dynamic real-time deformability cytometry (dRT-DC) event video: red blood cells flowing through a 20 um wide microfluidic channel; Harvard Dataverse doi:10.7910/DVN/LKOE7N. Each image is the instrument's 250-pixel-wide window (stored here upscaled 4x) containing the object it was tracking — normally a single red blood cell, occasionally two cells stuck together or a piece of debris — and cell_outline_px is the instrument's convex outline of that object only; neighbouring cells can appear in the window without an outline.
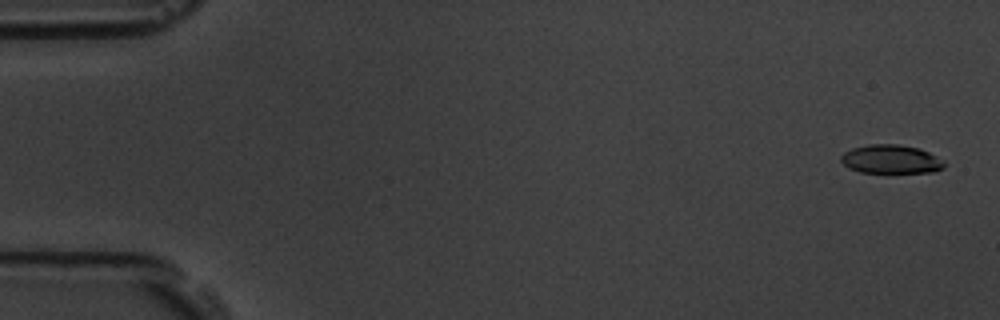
{"species": "common noctule bat (a hibernating species)", "species_latin": "Nyctalus noctula", "temperature_condition": "room temperature", "stored_images_in_passage": 57, "camera_frame_rate_fps": 3000, "um_per_image_px": 0.085, "animal": {"sex": "male", "body_mass_g": 19.5, "forearm_length_mm": 54.6}, "frame": {"image": 1, "passage_image": 2, "time_ms": 0.333, "image_size_px": [1000, 320], "cell_outline_px": [[944, 168], [932, 172], [860, 172], [848, 168], [840, 160], [840, 156], [844, 152], [852, 148], [868, 144], [900, 144], [920, 148], [944, 160]], "centroid_in_image_um": [75.72, 13.52], "position_along_channel_um": 9.3, "area_um2": 17.34}}
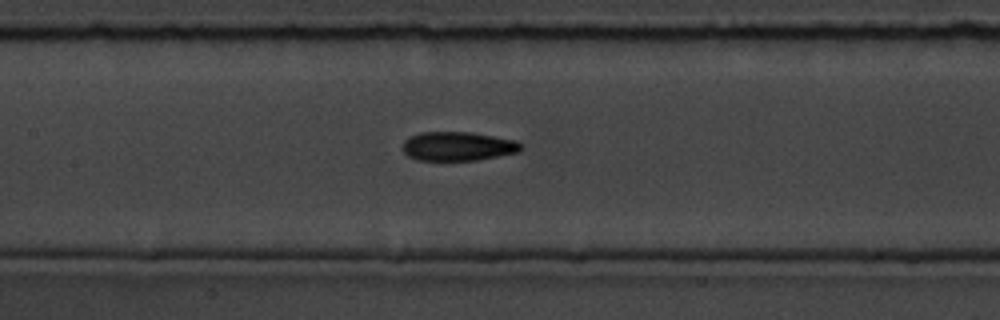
{"frame": {"image": 2, "passage_image": 27, "time_ms": 8.667, "image_size_px": [1000, 320], "cell_outline_px": [[524, 148], [520, 152], [476, 160], [416, 160], [408, 156], [404, 152], [404, 140], [420, 132], [472, 132], [516, 140]], "centroid_in_image_um": [38.95, 12.43], "position_along_channel_um": 168.4, "area_um2": 20.0}}
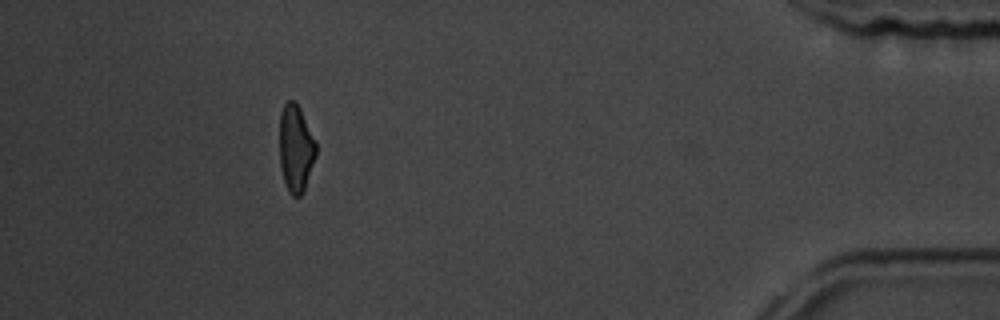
{"frame": {"image": 3, "passage_image": 52, "time_ms": 17.0, "image_size_px": [1000, 320], "cell_outline_px": [[316, 156], [304, 192], [300, 196], [292, 196], [288, 192], [284, 180], [280, 164], [280, 112], [284, 104], [288, 100], [296, 100], [300, 108], [316, 144]], "centroid_in_image_um": [25.14, 12.62], "position_along_channel_um": 410.1, "area_um2": 18.55}, "authors_computed_cell_mechanics": {"area_um2": 19.7676, "velocity_mm_per_s": 3.5926, "shape_relaxation_time_tau1_ms": 6.0509, "shape_relaxation_time_tau2_ms": 2.1954, "deformation_change_tau1": 0.1566, "deformation_change_tau2": 0.086}}